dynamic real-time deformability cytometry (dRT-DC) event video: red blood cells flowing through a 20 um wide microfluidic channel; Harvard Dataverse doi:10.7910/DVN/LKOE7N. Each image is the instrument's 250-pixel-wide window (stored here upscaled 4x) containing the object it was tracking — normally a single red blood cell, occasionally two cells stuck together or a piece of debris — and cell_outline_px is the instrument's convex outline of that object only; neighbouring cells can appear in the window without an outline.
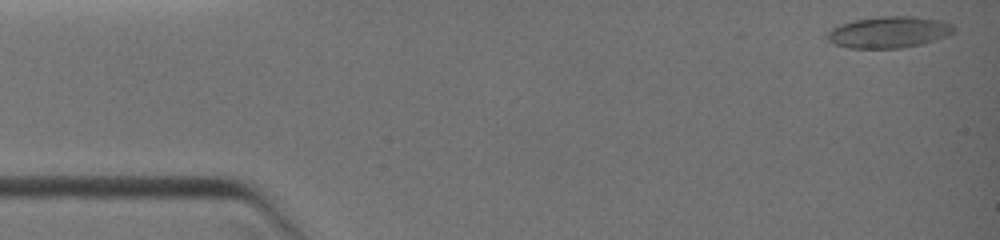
{"species": "common noctule bat (a hibernating species)", "species_latin": "Nyctalus noctula", "temperature_condition": "warm", "stored_images_in_passage": 5, "camera_frame_rate_fps": 3000, "um_per_image_px": 0.085, "animal": {"sex": "female", "body_mass_g": 19.0, "forearm_length_mm": 51.5}, "frame": {"image": 1, "passage_image": 1, "time_ms": 0.0, "image_size_px": [1000, 240], "cell_outline_px": [[956, 28], [948, 36], [920, 44], [900, 48], [848, 48], [832, 44], [828, 40], [828, 32], [832, 28], [840, 24], [856, 20], [880, 16], [916, 16], [940, 20], [952, 24]], "centroid_in_image_um": [75.56, 2.73], "position_along_channel_um": 9.4, "area_um2": 23.18}}
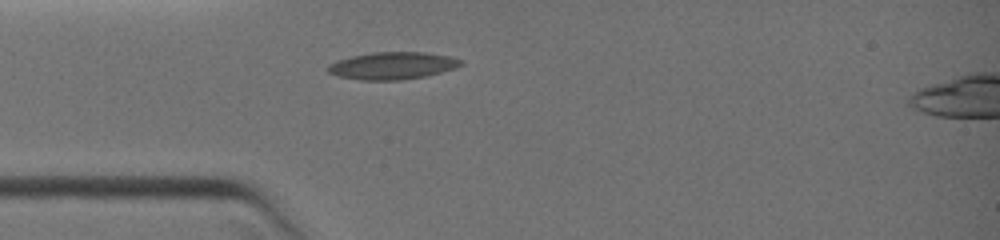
{"frame": {"image": 2, "passage_image": 5, "time_ms": 3.333, "image_size_px": [1000, 240], "cell_outline_px": [[464, 64], [456, 68], [424, 76], [400, 80], [360, 80], [340, 76], [328, 72], [324, 68], [328, 64], [336, 60], [352, 56], [372, 52], [424, 52], [448, 56], [460, 60]], "centroid_in_image_um": [33.31, 5.58], "position_along_channel_um": 51.7, "area_um2": 21.1}}